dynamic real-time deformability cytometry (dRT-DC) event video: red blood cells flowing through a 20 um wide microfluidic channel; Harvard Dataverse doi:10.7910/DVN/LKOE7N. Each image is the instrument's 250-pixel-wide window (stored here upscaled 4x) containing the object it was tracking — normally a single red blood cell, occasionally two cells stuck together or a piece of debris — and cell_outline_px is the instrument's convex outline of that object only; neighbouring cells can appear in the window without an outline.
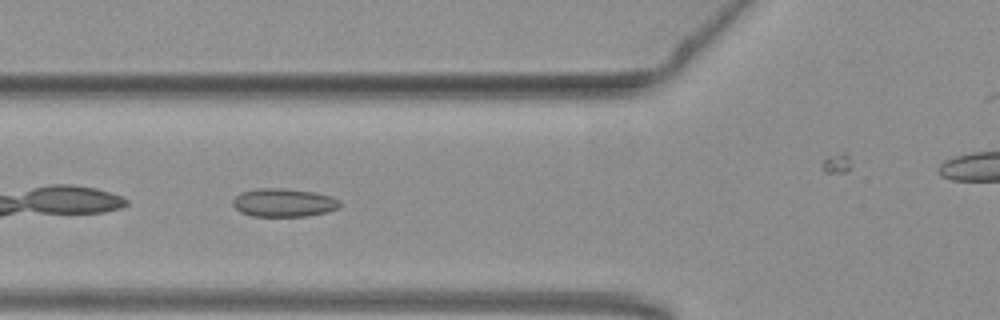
{"species": "common noctule bat (a hibernating species)", "species_latin": "Nyctalus noctula", "temperature_condition": "warm", "stored_images_in_passage": 39, "camera_frame_rate_fps": 3000, "um_per_image_px": 0.085, "animal": {"sex": "female", "body_mass_g": 19.3, "forearm_length_mm": 54.1}, "frame": {"image": 1, "passage_image": 4, "time_ms": 1.0, "image_size_px": [1000, 320], "cell_outline_px": [[340, 208], [308, 216], [252, 216], [240, 212], [232, 204], [232, 200], [236, 196], [244, 192], [260, 188], [284, 188], [312, 192], [332, 196], [340, 200]], "centroid_in_image_um": [24.13, 17.23], "position_along_channel_um": 101.7, "area_um2": 17.57}}
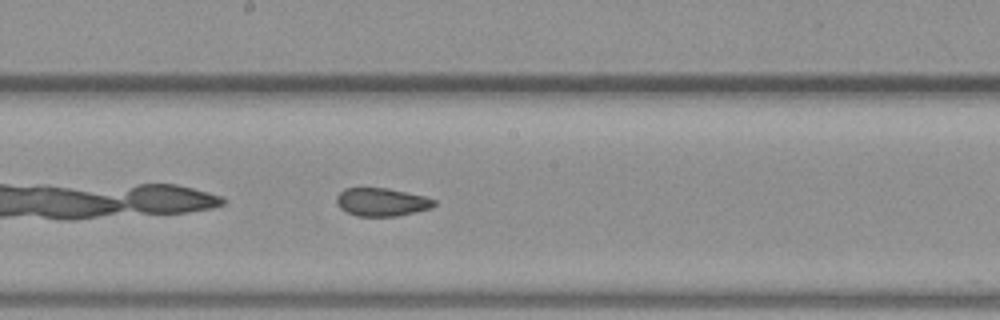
{"frame": {"image": 2, "passage_image": 13, "time_ms": 4.0, "image_size_px": [1000, 320], "cell_outline_px": [[436, 204], [432, 208], [416, 212], [396, 216], [356, 216], [340, 208], [336, 204], [336, 196], [344, 188], [388, 188], [424, 196], [436, 200]], "centroid_in_image_um": [32.44, 17.17], "position_along_channel_um": 215.8, "area_um2": 16.07}}
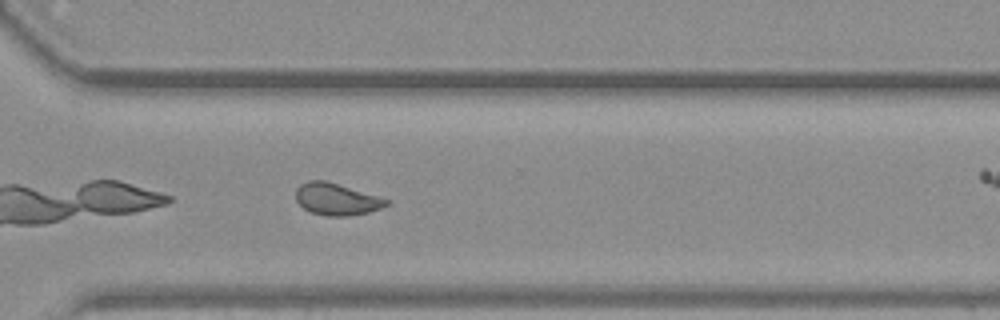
{"frame": {"image": 3, "passage_image": 23, "time_ms": 7.333, "image_size_px": [1000, 320], "cell_outline_px": [[392, 200], [388, 204], [380, 208], [368, 212], [348, 216], [328, 216], [312, 212], [304, 208], [296, 200], [296, 188], [300, 184], [308, 180], [324, 180]], "centroid_in_image_um": [28.6, 16.92], "position_along_channel_um": 342.0, "area_um2": 16.7}, "authors_computed_cell_mechanics": {"area_um2": 17.1666, "velocity_mm_per_s": 3.792, "shape_relaxation_time_tau1_ms": null, "shape_relaxation_time_tau2_ms": 1.5044, "deformation_change_tau1": null, "deformation_change_tau2": 0.0732}}